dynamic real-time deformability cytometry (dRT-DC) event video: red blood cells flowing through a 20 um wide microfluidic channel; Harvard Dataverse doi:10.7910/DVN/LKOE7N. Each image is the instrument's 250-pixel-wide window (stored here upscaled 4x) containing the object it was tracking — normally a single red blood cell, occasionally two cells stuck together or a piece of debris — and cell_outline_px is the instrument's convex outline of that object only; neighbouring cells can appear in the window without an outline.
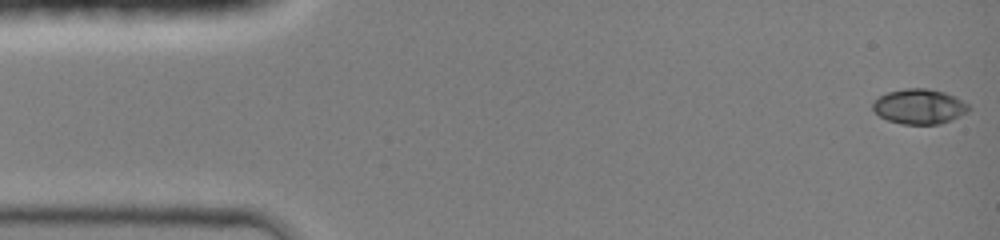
{"species": "common noctule bat (a hibernating species)", "species_latin": "Nyctalus noctula", "temperature_condition": "room temperature", "stored_images_in_passage": 11, "camera_frame_rate_fps": 3000, "um_per_image_px": 0.085, "animal": {"sex": "female", "body_mass_g": 19.0, "forearm_length_mm": 51.5}, "frame": {"image": 1, "passage_image": 1, "time_ms": 0.0, "image_size_px": [1000, 240], "cell_outline_px": [[972, 108], [968, 112], [952, 120], [940, 124], [904, 124], [888, 120], [880, 116], [872, 108], [872, 100], [888, 92], [904, 88], [924, 88], [944, 92], [968, 104]], "centroid_in_image_um": [78.13, 9.05], "position_along_channel_um": 6.9, "area_um2": 19.54}}
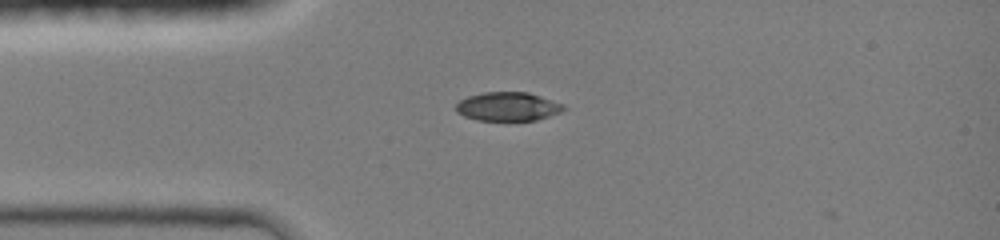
{"frame": {"image": 2, "passage_image": 9, "time_ms": 3.333, "image_size_px": [1000, 240], "cell_outline_px": [[568, 108], [560, 112], [536, 120], [476, 120], [464, 116], [456, 112], [456, 104], [460, 100], [468, 96], [484, 92], [528, 92], [564, 104]], "centroid_in_image_um": [43.17, 9.05], "position_along_channel_um": 41.8, "area_um2": 18.03}}